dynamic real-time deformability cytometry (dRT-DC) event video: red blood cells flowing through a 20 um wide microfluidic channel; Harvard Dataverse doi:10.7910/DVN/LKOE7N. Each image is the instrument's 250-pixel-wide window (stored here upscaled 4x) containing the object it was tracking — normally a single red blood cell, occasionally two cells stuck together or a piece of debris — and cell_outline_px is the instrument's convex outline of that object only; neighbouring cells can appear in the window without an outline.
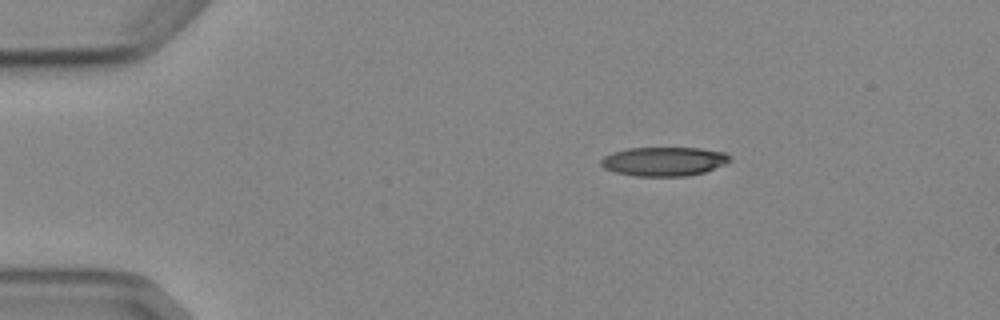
{"species": "Egyptian fruit bat (a non-hibernating species)", "species_latin": "Rousettus aegyptiacus", "temperature_condition": "cold", "stored_images_in_passage": 4, "camera_frame_rate_fps": 3000, "um_per_image_px": 0.085, "animal": {"sex": "female"}, "frame": {"image": 1, "passage_image": 2, "time_ms": 1.0, "image_size_px": [1000, 320], "cell_outline_px": [[732, 160], [724, 164], [704, 172], [684, 176], [636, 176], [616, 172], [604, 168], [600, 164], [600, 160], [604, 156], [612, 152], [628, 148], [700, 148], [724, 152], [732, 156]], "centroid_in_image_um": [56.43, 13.71], "position_along_channel_um": 28.6, "area_um2": 21.79}}
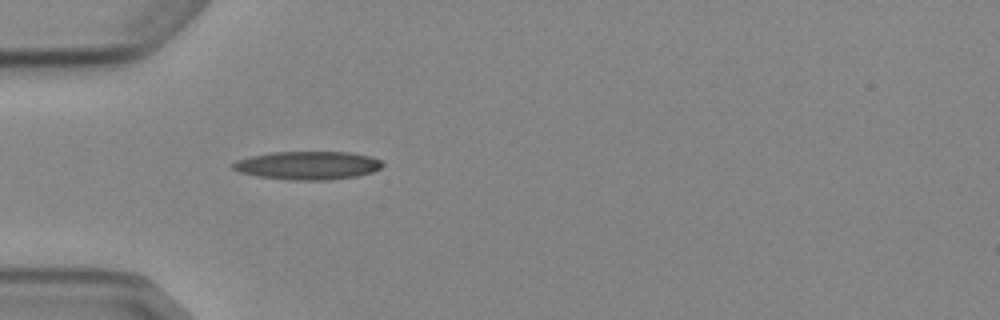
{"frame": {"image": 2, "passage_image": 4, "time_ms": 3.333, "image_size_px": [1000, 320], "cell_outline_px": [[384, 164], [380, 168], [372, 172], [356, 176], [324, 180], [292, 180], [256, 176], [240, 172], [232, 168], [232, 164], [236, 160], [252, 156], [272, 152], [348, 152], [368, 156], [380, 160]], "centroid_in_image_um": [26.14, 14.06], "position_along_channel_um": 58.9, "area_um2": 24.45}}